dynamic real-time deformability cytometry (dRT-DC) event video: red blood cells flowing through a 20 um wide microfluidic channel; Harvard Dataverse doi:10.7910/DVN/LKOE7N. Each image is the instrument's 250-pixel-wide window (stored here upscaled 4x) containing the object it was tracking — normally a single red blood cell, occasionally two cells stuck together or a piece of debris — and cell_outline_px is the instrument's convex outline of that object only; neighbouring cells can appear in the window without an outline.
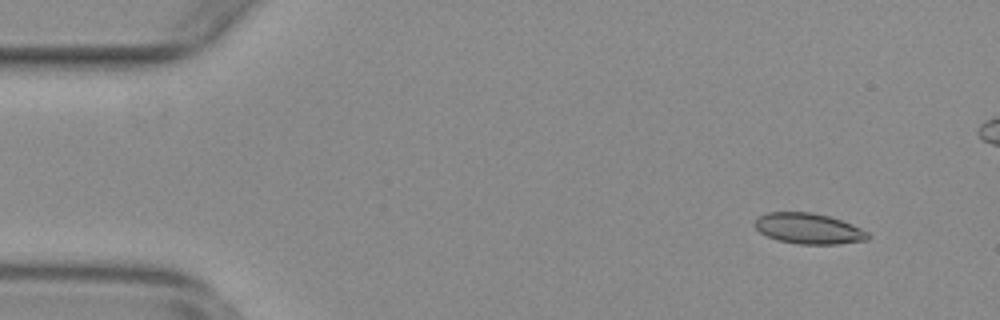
{"species": "common noctule bat (a hibernating species)", "species_latin": "Nyctalus noctula", "temperature_condition": "warm", "stored_images_in_passage": 55, "camera_frame_rate_fps": 3000, "um_per_image_px": 0.085, "animal": {"sex": "female", "body_mass_g": 29.2, "forearm_length_mm": 56.3}, "frame": {"image": 1, "passage_image": 4, "time_ms": 1.0, "image_size_px": [1000, 320], "cell_outline_px": [[872, 236], [868, 240], [836, 244], [800, 244], [776, 240], [760, 232], [752, 224], [756, 216], [768, 212], [812, 212], [828, 216], [852, 224], [868, 232]], "centroid_in_image_um": [68.7, 19.42], "position_along_channel_um": 16.3, "area_um2": 20.4}}
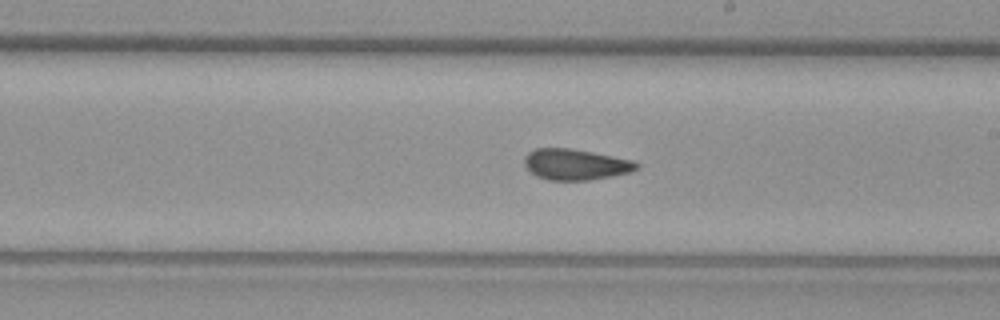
{"frame": {"image": 2, "passage_image": 30, "time_ms": 9.667, "image_size_px": [1000, 320], "cell_outline_px": [[640, 168], [632, 172], [612, 176], [588, 180], [548, 180], [536, 176], [528, 172], [524, 164], [524, 156], [528, 152], [536, 148], [568, 148], [592, 152], [632, 160], [640, 164]], "centroid_in_image_um": [48.9, 13.98], "position_along_channel_um": 240.1, "area_um2": 20.4}}
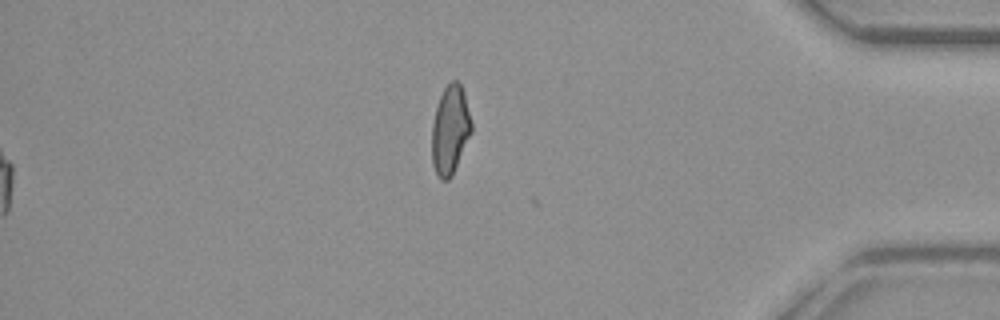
{"frame": {"image": 3, "passage_image": 55, "time_ms": 18.0, "image_size_px": [1000, 320], "cell_outline_px": [[472, 132], [452, 176], [448, 180], [440, 180], [432, 164], [432, 124], [436, 108], [440, 96], [444, 88], [452, 80], [456, 80], [460, 84], [464, 92], [472, 124]], "centroid_in_image_um": [38.27, 11.06], "position_along_channel_um": 396.9, "area_um2": 20.46}, "authors_computed_cell_mechanics": {"area_um2": 20.3456, "velocity_mm_per_s": 3.7581, "shape_relaxation_time_tau1_ms": null, "shape_relaxation_time_tau2_ms": 2.2535, "deformation_change_tau1": null, "deformation_change_tau2": 0.0634}}